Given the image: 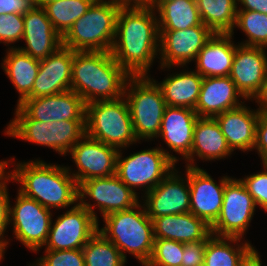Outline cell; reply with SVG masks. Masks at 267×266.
I'll list each match as a JSON object with an SVG mask.
<instances>
[{
    "mask_svg": "<svg viewBox=\"0 0 267 266\" xmlns=\"http://www.w3.org/2000/svg\"><path fill=\"white\" fill-rule=\"evenodd\" d=\"M158 52L156 11L152 8L120 9L111 49L115 61L130 76H150V67L158 58Z\"/></svg>",
    "mask_w": 267,
    "mask_h": 266,
    "instance_id": "1",
    "label": "cell"
},
{
    "mask_svg": "<svg viewBox=\"0 0 267 266\" xmlns=\"http://www.w3.org/2000/svg\"><path fill=\"white\" fill-rule=\"evenodd\" d=\"M11 158L10 182L20 183L18 191L47 209H67L79 202L78 184L66 166L42 159L17 162Z\"/></svg>",
    "mask_w": 267,
    "mask_h": 266,
    "instance_id": "2",
    "label": "cell"
},
{
    "mask_svg": "<svg viewBox=\"0 0 267 266\" xmlns=\"http://www.w3.org/2000/svg\"><path fill=\"white\" fill-rule=\"evenodd\" d=\"M129 77L130 75L115 61L111 52H74L71 90L86 104L121 98Z\"/></svg>",
    "mask_w": 267,
    "mask_h": 266,
    "instance_id": "3",
    "label": "cell"
},
{
    "mask_svg": "<svg viewBox=\"0 0 267 266\" xmlns=\"http://www.w3.org/2000/svg\"><path fill=\"white\" fill-rule=\"evenodd\" d=\"M103 222L104 227H98V231L120 250L126 260L128 252L145 266L152 255L155 238L152 220L143 203L108 214L103 217Z\"/></svg>",
    "mask_w": 267,
    "mask_h": 266,
    "instance_id": "4",
    "label": "cell"
},
{
    "mask_svg": "<svg viewBox=\"0 0 267 266\" xmlns=\"http://www.w3.org/2000/svg\"><path fill=\"white\" fill-rule=\"evenodd\" d=\"M14 114L4 129L7 136L49 147L64 157L86 134V120L40 122L31 119L19 106Z\"/></svg>",
    "mask_w": 267,
    "mask_h": 266,
    "instance_id": "5",
    "label": "cell"
},
{
    "mask_svg": "<svg viewBox=\"0 0 267 266\" xmlns=\"http://www.w3.org/2000/svg\"><path fill=\"white\" fill-rule=\"evenodd\" d=\"M119 10L110 0H96L62 37V46L74 51L111 52Z\"/></svg>",
    "mask_w": 267,
    "mask_h": 266,
    "instance_id": "6",
    "label": "cell"
},
{
    "mask_svg": "<svg viewBox=\"0 0 267 266\" xmlns=\"http://www.w3.org/2000/svg\"><path fill=\"white\" fill-rule=\"evenodd\" d=\"M123 96L130 109L138 143L140 140L155 141L167 106L161 88L151 76H130L125 83Z\"/></svg>",
    "mask_w": 267,
    "mask_h": 266,
    "instance_id": "7",
    "label": "cell"
},
{
    "mask_svg": "<svg viewBox=\"0 0 267 266\" xmlns=\"http://www.w3.org/2000/svg\"><path fill=\"white\" fill-rule=\"evenodd\" d=\"M85 127L88 137L118 149L128 148L138 142L124 96L86 104Z\"/></svg>",
    "mask_w": 267,
    "mask_h": 266,
    "instance_id": "8",
    "label": "cell"
},
{
    "mask_svg": "<svg viewBox=\"0 0 267 266\" xmlns=\"http://www.w3.org/2000/svg\"><path fill=\"white\" fill-rule=\"evenodd\" d=\"M122 151L119 149L117 155L116 175L135 194L137 188L147 194L177 166L163 147L144 149L125 158Z\"/></svg>",
    "mask_w": 267,
    "mask_h": 266,
    "instance_id": "9",
    "label": "cell"
},
{
    "mask_svg": "<svg viewBox=\"0 0 267 266\" xmlns=\"http://www.w3.org/2000/svg\"><path fill=\"white\" fill-rule=\"evenodd\" d=\"M79 203L98 220L97 212L99 210L101 217L108 214L128 210L140 203L138 194H135L127 185H125L115 174L109 177L91 178L82 182L78 186ZM89 198V201L86 199ZM90 199L94 203H90ZM96 212V213H95Z\"/></svg>",
    "mask_w": 267,
    "mask_h": 266,
    "instance_id": "10",
    "label": "cell"
},
{
    "mask_svg": "<svg viewBox=\"0 0 267 266\" xmlns=\"http://www.w3.org/2000/svg\"><path fill=\"white\" fill-rule=\"evenodd\" d=\"M15 203H10L9 225L13 237L30 251L38 253L47 241L52 212L36 200L17 191Z\"/></svg>",
    "mask_w": 267,
    "mask_h": 266,
    "instance_id": "11",
    "label": "cell"
},
{
    "mask_svg": "<svg viewBox=\"0 0 267 266\" xmlns=\"http://www.w3.org/2000/svg\"><path fill=\"white\" fill-rule=\"evenodd\" d=\"M257 208L252 196L240 179L230 177L226 181L223 204L217 220L210 226L217 237L244 239Z\"/></svg>",
    "mask_w": 267,
    "mask_h": 266,
    "instance_id": "12",
    "label": "cell"
},
{
    "mask_svg": "<svg viewBox=\"0 0 267 266\" xmlns=\"http://www.w3.org/2000/svg\"><path fill=\"white\" fill-rule=\"evenodd\" d=\"M213 34L204 24L183 30L159 31L160 69L166 71L167 68L171 70L179 66L187 68L189 62L195 61L197 54Z\"/></svg>",
    "mask_w": 267,
    "mask_h": 266,
    "instance_id": "13",
    "label": "cell"
},
{
    "mask_svg": "<svg viewBox=\"0 0 267 266\" xmlns=\"http://www.w3.org/2000/svg\"><path fill=\"white\" fill-rule=\"evenodd\" d=\"M99 226L94 216L78 202L59 215L55 223L51 220L45 250L82 249Z\"/></svg>",
    "mask_w": 267,
    "mask_h": 266,
    "instance_id": "14",
    "label": "cell"
},
{
    "mask_svg": "<svg viewBox=\"0 0 267 266\" xmlns=\"http://www.w3.org/2000/svg\"><path fill=\"white\" fill-rule=\"evenodd\" d=\"M119 149L94 140L86 134L68 152L76 169L66 166L78 186L91 178L109 177L116 174Z\"/></svg>",
    "mask_w": 267,
    "mask_h": 266,
    "instance_id": "15",
    "label": "cell"
},
{
    "mask_svg": "<svg viewBox=\"0 0 267 266\" xmlns=\"http://www.w3.org/2000/svg\"><path fill=\"white\" fill-rule=\"evenodd\" d=\"M180 176L176 167L152 190L140 197L148 217H157L190 212V188L188 182V167ZM144 198V199H143Z\"/></svg>",
    "mask_w": 267,
    "mask_h": 266,
    "instance_id": "16",
    "label": "cell"
},
{
    "mask_svg": "<svg viewBox=\"0 0 267 266\" xmlns=\"http://www.w3.org/2000/svg\"><path fill=\"white\" fill-rule=\"evenodd\" d=\"M267 48L237 44L230 78L248 101L258 94L267 77Z\"/></svg>",
    "mask_w": 267,
    "mask_h": 266,
    "instance_id": "17",
    "label": "cell"
},
{
    "mask_svg": "<svg viewBox=\"0 0 267 266\" xmlns=\"http://www.w3.org/2000/svg\"><path fill=\"white\" fill-rule=\"evenodd\" d=\"M222 176L217 182L203 168L188 167L190 188V212L211 226L218 218L223 204L226 181Z\"/></svg>",
    "mask_w": 267,
    "mask_h": 266,
    "instance_id": "18",
    "label": "cell"
},
{
    "mask_svg": "<svg viewBox=\"0 0 267 266\" xmlns=\"http://www.w3.org/2000/svg\"><path fill=\"white\" fill-rule=\"evenodd\" d=\"M31 119L40 122L86 120V103L74 91L26 98L18 105Z\"/></svg>",
    "mask_w": 267,
    "mask_h": 266,
    "instance_id": "19",
    "label": "cell"
},
{
    "mask_svg": "<svg viewBox=\"0 0 267 266\" xmlns=\"http://www.w3.org/2000/svg\"><path fill=\"white\" fill-rule=\"evenodd\" d=\"M199 116L193 109L166 106L161 129L158 135V139L165 142V144L170 148L164 149V153L175 163L179 160L186 159L191 152L194 137V126ZM175 152L179 154L180 159L172 155ZM171 153V154H170Z\"/></svg>",
    "mask_w": 267,
    "mask_h": 266,
    "instance_id": "20",
    "label": "cell"
},
{
    "mask_svg": "<svg viewBox=\"0 0 267 266\" xmlns=\"http://www.w3.org/2000/svg\"><path fill=\"white\" fill-rule=\"evenodd\" d=\"M74 50L61 46L55 53L40 60L38 75L32 87V98L71 90Z\"/></svg>",
    "mask_w": 267,
    "mask_h": 266,
    "instance_id": "21",
    "label": "cell"
},
{
    "mask_svg": "<svg viewBox=\"0 0 267 266\" xmlns=\"http://www.w3.org/2000/svg\"><path fill=\"white\" fill-rule=\"evenodd\" d=\"M25 47L18 46L22 52L37 60H43L62 46V36L53 28L42 7H35L24 15Z\"/></svg>",
    "mask_w": 267,
    "mask_h": 266,
    "instance_id": "22",
    "label": "cell"
},
{
    "mask_svg": "<svg viewBox=\"0 0 267 266\" xmlns=\"http://www.w3.org/2000/svg\"><path fill=\"white\" fill-rule=\"evenodd\" d=\"M243 99L247 102L230 76L203 77L194 111L199 117L214 118L218 114L242 106L245 103Z\"/></svg>",
    "mask_w": 267,
    "mask_h": 266,
    "instance_id": "23",
    "label": "cell"
},
{
    "mask_svg": "<svg viewBox=\"0 0 267 266\" xmlns=\"http://www.w3.org/2000/svg\"><path fill=\"white\" fill-rule=\"evenodd\" d=\"M246 106L244 103L238 108L214 117L232 152L237 149L243 152L252 151L255 146L259 112L257 109L253 110L250 106Z\"/></svg>",
    "mask_w": 267,
    "mask_h": 266,
    "instance_id": "24",
    "label": "cell"
},
{
    "mask_svg": "<svg viewBox=\"0 0 267 266\" xmlns=\"http://www.w3.org/2000/svg\"><path fill=\"white\" fill-rule=\"evenodd\" d=\"M232 153L216 119L199 117L194 126L193 145L190 155L184 160L185 166L198 168L197 163L194 162L197 160L195 158L203 160V162L204 160H225Z\"/></svg>",
    "mask_w": 267,
    "mask_h": 266,
    "instance_id": "25",
    "label": "cell"
},
{
    "mask_svg": "<svg viewBox=\"0 0 267 266\" xmlns=\"http://www.w3.org/2000/svg\"><path fill=\"white\" fill-rule=\"evenodd\" d=\"M152 223L155 239L186 243L207 241L212 235L210 226L191 212L157 217Z\"/></svg>",
    "mask_w": 267,
    "mask_h": 266,
    "instance_id": "26",
    "label": "cell"
},
{
    "mask_svg": "<svg viewBox=\"0 0 267 266\" xmlns=\"http://www.w3.org/2000/svg\"><path fill=\"white\" fill-rule=\"evenodd\" d=\"M231 33H214L197 54L194 62L202 77L229 76L236 50Z\"/></svg>",
    "mask_w": 267,
    "mask_h": 266,
    "instance_id": "27",
    "label": "cell"
},
{
    "mask_svg": "<svg viewBox=\"0 0 267 266\" xmlns=\"http://www.w3.org/2000/svg\"><path fill=\"white\" fill-rule=\"evenodd\" d=\"M180 72V73H179ZM179 72L168 74L163 81H156L161 88L167 106L195 109L203 77L195 70L183 69Z\"/></svg>",
    "mask_w": 267,
    "mask_h": 266,
    "instance_id": "28",
    "label": "cell"
},
{
    "mask_svg": "<svg viewBox=\"0 0 267 266\" xmlns=\"http://www.w3.org/2000/svg\"><path fill=\"white\" fill-rule=\"evenodd\" d=\"M6 50L1 67L19 93L18 106L26 98H32V87L38 75L40 60L22 52L16 46Z\"/></svg>",
    "mask_w": 267,
    "mask_h": 266,
    "instance_id": "29",
    "label": "cell"
},
{
    "mask_svg": "<svg viewBox=\"0 0 267 266\" xmlns=\"http://www.w3.org/2000/svg\"><path fill=\"white\" fill-rule=\"evenodd\" d=\"M235 243V244H234ZM255 246L237 237H217L207 239L204 264L206 266H240Z\"/></svg>",
    "mask_w": 267,
    "mask_h": 266,
    "instance_id": "30",
    "label": "cell"
},
{
    "mask_svg": "<svg viewBox=\"0 0 267 266\" xmlns=\"http://www.w3.org/2000/svg\"><path fill=\"white\" fill-rule=\"evenodd\" d=\"M159 31L183 30L203 24L196 0H171L157 10Z\"/></svg>",
    "mask_w": 267,
    "mask_h": 266,
    "instance_id": "31",
    "label": "cell"
},
{
    "mask_svg": "<svg viewBox=\"0 0 267 266\" xmlns=\"http://www.w3.org/2000/svg\"><path fill=\"white\" fill-rule=\"evenodd\" d=\"M201 20L214 33H231L237 15V0H196Z\"/></svg>",
    "mask_w": 267,
    "mask_h": 266,
    "instance_id": "32",
    "label": "cell"
},
{
    "mask_svg": "<svg viewBox=\"0 0 267 266\" xmlns=\"http://www.w3.org/2000/svg\"><path fill=\"white\" fill-rule=\"evenodd\" d=\"M96 0H56L43 6L53 28L63 37L73 23L84 15Z\"/></svg>",
    "mask_w": 267,
    "mask_h": 266,
    "instance_id": "33",
    "label": "cell"
},
{
    "mask_svg": "<svg viewBox=\"0 0 267 266\" xmlns=\"http://www.w3.org/2000/svg\"><path fill=\"white\" fill-rule=\"evenodd\" d=\"M85 266H125L127 260L120 250L97 231L82 248Z\"/></svg>",
    "mask_w": 267,
    "mask_h": 266,
    "instance_id": "34",
    "label": "cell"
},
{
    "mask_svg": "<svg viewBox=\"0 0 267 266\" xmlns=\"http://www.w3.org/2000/svg\"><path fill=\"white\" fill-rule=\"evenodd\" d=\"M241 29L248 38L238 44L267 48V14L237 10L235 28Z\"/></svg>",
    "mask_w": 267,
    "mask_h": 266,
    "instance_id": "35",
    "label": "cell"
},
{
    "mask_svg": "<svg viewBox=\"0 0 267 266\" xmlns=\"http://www.w3.org/2000/svg\"><path fill=\"white\" fill-rule=\"evenodd\" d=\"M184 243L155 239L152 255L145 266H181Z\"/></svg>",
    "mask_w": 267,
    "mask_h": 266,
    "instance_id": "36",
    "label": "cell"
},
{
    "mask_svg": "<svg viewBox=\"0 0 267 266\" xmlns=\"http://www.w3.org/2000/svg\"><path fill=\"white\" fill-rule=\"evenodd\" d=\"M43 253L44 256L29 266H85L82 249L44 250Z\"/></svg>",
    "mask_w": 267,
    "mask_h": 266,
    "instance_id": "37",
    "label": "cell"
},
{
    "mask_svg": "<svg viewBox=\"0 0 267 266\" xmlns=\"http://www.w3.org/2000/svg\"><path fill=\"white\" fill-rule=\"evenodd\" d=\"M261 165L262 171L239 179L252 196L256 206L258 205L267 213V163Z\"/></svg>",
    "mask_w": 267,
    "mask_h": 266,
    "instance_id": "38",
    "label": "cell"
},
{
    "mask_svg": "<svg viewBox=\"0 0 267 266\" xmlns=\"http://www.w3.org/2000/svg\"><path fill=\"white\" fill-rule=\"evenodd\" d=\"M24 34V15L17 13L0 15V43L15 48L14 44L22 40Z\"/></svg>",
    "mask_w": 267,
    "mask_h": 266,
    "instance_id": "39",
    "label": "cell"
},
{
    "mask_svg": "<svg viewBox=\"0 0 267 266\" xmlns=\"http://www.w3.org/2000/svg\"><path fill=\"white\" fill-rule=\"evenodd\" d=\"M207 241L184 243V252L181 266H199L204 263Z\"/></svg>",
    "mask_w": 267,
    "mask_h": 266,
    "instance_id": "40",
    "label": "cell"
},
{
    "mask_svg": "<svg viewBox=\"0 0 267 266\" xmlns=\"http://www.w3.org/2000/svg\"><path fill=\"white\" fill-rule=\"evenodd\" d=\"M254 149L262 164L267 163V113L259 112Z\"/></svg>",
    "mask_w": 267,
    "mask_h": 266,
    "instance_id": "41",
    "label": "cell"
},
{
    "mask_svg": "<svg viewBox=\"0 0 267 266\" xmlns=\"http://www.w3.org/2000/svg\"><path fill=\"white\" fill-rule=\"evenodd\" d=\"M35 7L34 0H0V15L12 13L25 15Z\"/></svg>",
    "mask_w": 267,
    "mask_h": 266,
    "instance_id": "42",
    "label": "cell"
},
{
    "mask_svg": "<svg viewBox=\"0 0 267 266\" xmlns=\"http://www.w3.org/2000/svg\"><path fill=\"white\" fill-rule=\"evenodd\" d=\"M10 179L0 187V221H9V213H10V197L7 189V183H9Z\"/></svg>",
    "mask_w": 267,
    "mask_h": 266,
    "instance_id": "43",
    "label": "cell"
},
{
    "mask_svg": "<svg viewBox=\"0 0 267 266\" xmlns=\"http://www.w3.org/2000/svg\"><path fill=\"white\" fill-rule=\"evenodd\" d=\"M237 10H251L267 14V0H237Z\"/></svg>",
    "mask_w": 267,
    "mask_h": 266,
    "instance_id": "44",
    "label": "cell"
},
{
    "mask_svg": "<svg viewBox=\"0 0 267 266\" xmlns=\"http://www.w3.org/2000/svg\"><path fill=\"white\" fill-rule=\"evenodd\" d=\"M120 9L151 8L152 0H110Z\"/></svg>",
    "mask_w": 267,
    "mask_h": 266,
    "instance_id": "45",
    "label": "cell"
},
{
    "mask_svg": "<svg viewBox=\"0 0 267 266\" xmlns=\"http://www.w3.org/2000/svg\"><path fill=\"white\" fill-rule=\"evenodd\" d=\"M254 100L255 103H257V106H259L257 111L267 113V77L258 94L252 99V101Z\"/></svg>",
    "mask_w": 267,
    "mask_h": 266,
    "instance_id": "46",
    "label": "cell"
},
{
    "mask_svg": "<svg viewBox=\"0 0 267 266\" xmlns=\"http://www.w3.org/2000/svg\"><path fill=\"white\" fill-rule=\"evenodd\" d=\"M9 221H0V254L4 257L5 255V250H7V245L9 244V240L5 239V233L8 232L6 231L7 228H9Z\"/></svg>",
    "mask_w": 267,
    "mask_h": 266,
    "instance_id": "47",
    "label": "cell"
},
{
    "mask_svg": "<svg viewBox=\"0 0 267 266\" xmlns=\"http://www.w3.org/2000/svg\"><path fill=\"white\" fill-rule=\"evenodd\" d=\"M255 248L246 259L240 264V266H262V259L260 258L259 252L256 251Z\"/></svg>",
    "mask_w": 267,
    "mask_h": 266,
    "instance_id": "48",
    "label": "cell"
},
{
    "mask_svg": "<svg viewBox=\"0 0 267 266\" xmlns=\"http://www.w3.org/2000/svg\"><path fill=\"white\" fill-rule=\"evenodd\" d=\"M10 160H0V187H2L9 179L10 172L6 171Z\"/></svg>",
    "mask_w": 267,
    "mask_h": 266,
    "instance_id": "49",
    "label": "cell"
},
{
    "mask_svg": "<svg viewBox=\"0 0 267 266\" xmlns=\"http://www.w3.org/2000/svg\"><path fill=\"white\" fill-rule=\"evenodd\" d=\"M171 1V0H152L151 8L155 11L165 2Z\"/></svg>",
    "mask_w": 267,
    "mask_h": 266,
    "instance_id": "50",
    "label": "cell"
},
{
    "mask_svg": "<svg viewBox=\"0 0 267 266\" xmlns=\"http://www.w3.org/2000/svg\"><path fill=\"white\" fill-rule=\"evenodd\" d=\"M53 1H56V0H34V3L36 7H43L46 4L53 2Z\"/></svg>",
    "mask_w": 267,
    "mask_h": 266,
    "instance_id": "51",
    "label": "cell"
},
{
    "mask_svg": "<svg viewBox=\"0 0 267 266\" xmlns=\"http://www.w3.org/2000/svg\"><path fill=\"white\" fill-rule=\"evenodd\" d=\"M3 258H4V257L0 254V262L2 261Z\"/></svg>",
    "mask_w": 267,
    "mask_h": 266,
    "instance_id": "52",
    "label": "cell"
}]
</instances>
